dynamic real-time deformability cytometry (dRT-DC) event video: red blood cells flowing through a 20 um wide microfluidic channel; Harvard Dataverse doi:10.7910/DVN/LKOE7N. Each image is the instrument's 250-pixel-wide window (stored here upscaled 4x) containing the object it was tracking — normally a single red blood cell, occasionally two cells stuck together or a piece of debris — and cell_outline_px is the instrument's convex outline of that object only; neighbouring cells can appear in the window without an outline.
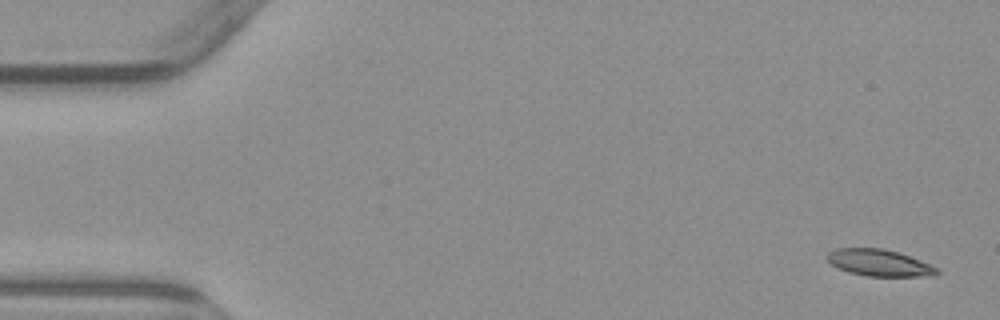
{"species": "common noctule bat (a hibernating species)", "species_latin": "Nyctalus noctula", "temperature_condition": "warm", "stored_images_in_passage": 5, "camera_frame_rate_fps": 3000, "um_per_image_px": 0.085, "animal": {"sex": "male", "body_mass_g": 23.1, "forearm_length_mm": 52.7}, "frame": {"image": 1, "passage_image": 1, "time_ms": 0.0, "image_size_px": [1000, 320], "cell_outline_px": [[940, 272], [932, 276], [864, 276], [848, 272], [832, 264], [824, 256], [828, 252], [836, 248], [884, 248], [920, 260], [940, 268]], "centroid_in_image_um": [74.74, 22.34], "position_along_channel_um": 10.3, "area_um2": 17.11}}